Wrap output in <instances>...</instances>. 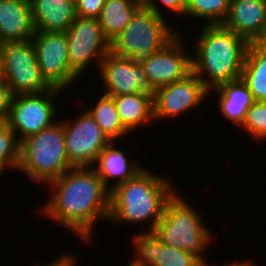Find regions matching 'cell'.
<instances>
[{"mask_svg": "<svg viewBox=\"0 0 266 266\" xmlns=\"http://www.w3.org/2000/svg\"><path fill=\"white\" fill-rule=\"evenodd\" d=\"M46 186L50 195L40 213L80 241L90 242L95 224L109 220L110 191L92 167L69 169Z\"/></svg>", "mask_w": 266, "mask_h": 266, "instance_id": "1", "label": "cell"}, {"mask_svg": "<svg viewBox=\"0 0 266 266\" xmlns=\"http://www.w3.org/2000/svg\"><path fill=\"white\" fill-rule=\"evenodd\" d=\"M161 174L143 168L133 178L110 191V215L112 224H147V232H153L163 217L168 200L177 191L171 180Z\"/></svg>", "mask_w": 266, "mask_h": 266, "instance_id": "2", "label": "cell"}, {"mask_svg": "<svg viewBox=\"0 0 266 266\" xmlns=\"http://www.w3.org/2000/svg\"><path fill=\"white\" fill-rule=\"evenodd\" d=\"M203 26L193 43L192 71L210 91L241 78L249 43L222 24Z\"/></svg>", "mask_w": 266, "mask_h": 266, "instance_id": "3", "label": "cell"}, {"mask_svg": "<svg viewBox=\"0 0 266 266\" xmlns=\"http://www.w3.org/2000/svg\"><path fill=\"white\" fill-rule=\"evenodd\" d=\"M185 199L178 192L173 194L153 232L163 244L190 252L203 262L214 234L204 223L202 211L200 214L199 209Z\"/></svg>", "mask_w": 266, "mask_h": 266, "instance_id": "4", "label": "cell"}, {"mask_svg": "<svg viewBox=\"0 0 266 266\" xmlns=\"http://www.w3.org/2000/svg\"><path fill=\"white\" fill-rule=\"evenodd\" d=\"M72 168L66 154L61 120L20 142L18 171L29 180L47 185Z\"/></svg>", "mask_w": 266, "mask_h": 266, "instance_id": "5", "label": "cell"}, {"mask_svg": "<svg viewBox=\"0 0 266 266\" xmlns=\"http://www.w3.org/2000/svg\"><path fill=\"white\" fill-rule=\"evenodd\" d=\"M169 24L167 18L141 5L126 28L110 43V51L141 64L180 33Z\"/></svg>", "mask_w": 266, "mask_h": 266, "instance_id": "6", "label": "cell"}, {"mask_svg": "<svg viewBox=\"0 0 266 266\" xmlns=\"http://www.w3.org/2000/svg\"><path fill=\"white\" fill-rule=\"evenodd\" d=\"M60 92L64 90L52 87L38 94L13 96L6 123L15 132L19 142L60 119H55L58 111L54 104Z\"/></svg>", "mask_w": 266, "mask_h": 266, "instance_id": "7", "label": "cell"}, {"mask_svg": "<svg viewBox=\"0 0 266 266\" xmlns=\"http://www.w3.org/2000/svg\"><path fill=\"white\" fill-rule=\"evenodd\" d=\"M4 80L13 96L38 94L52 87L43 78L31 40L3 43Z\"/></svg>", "mask_w": 266, "mask_h": 266, "instance_id": "8", "label": "cell"}, {"mask_svg": "<svg viewBox=\"0 0 266 266\" xmlns=\"http://www.w3.org/2000/svg\"><path fill=\"white\" fill-rule=\"evenodd\" d=\"M66 35L72 72L80 79L95 61L94 65L99 69L101 61L110 52V42L98 18L76 16Z\"/></svg>", "mask_w": 266, "mask_h": 266, "instance_id": "9", "label": "cell"}, {"mask_svg": "<svg viewBox=\"0 0 266 266\" xmlns=\"http://www.w3.org/2000/svg\"><path fill=\"white\" fill-rule=\"evenodd\" d=\"M71 119L62 118L65 149L73 168L93 167L99 153L111 142L87 111Z\"/></svg>", "mask_w": 266, "mask_h": 266, "instance_id": "10", "label": "cell"}, {"mask_svg": "<svg viewBox=\"0 0 266 266\" xmlns=\"http://www.w3.org/2000/svg\"><path fill=\"white\" fill-rule=\"evenodd\" d=\"M32 42L41 74L51 87L66 91L76 84L79 78L70 67L66 32L35 31Z\"/></svg>", "mask_w": 266, "mask_h": 266, "instance_id": "11", "label": "cell"}, {"mask_svg": "<svg viewBox=\"0 0 266 266\" xmlns=\"http://www.w3.org/2000/svg\"><path fill=\"white\" fill-rule=\"evenodd\" d=\"M179 33L164 48L153 53L141 65L148 80V92L182 80L192 72L191 53Z\"/></svg>", "mask_w": 266, "mask_h": 266, "instance_id": "12", "label": "cell"}, {"mask_svg": "<svg viewBox=\"0 0 266 266\" xmlns=\"http://www.w3.org/2000/svg\"><path fill=\"white\" fill-rule=\"evenodd\" d=\"M209 90L192 71L185 78L157 88L153 93L154 121L177 118L201 107Z\"/></svg>", "mask_w": 266, "mask_h": 266, "instance_id": "13", "label": "cell"}, {"mask_svg": "<svg viewBox=\"0 0 266 266\" xmlns=\"http://www.w3.org/2000/svg\"><path fill=\"white\" fill-rule=\"evenodd\" d=\"M104 94L120 96L148 92V80L140 63L129 57H119L109 52L99 65Z\"/></svg>", "mask_w": 266, "mask_h": 266, "instance_id": "14", "label": "cell"}, {"mask_svg": "<svg viewBox=\"0 0 266 266\" xmlns=\"http://www.w3.org/2000/svg\"><path fill=\"white\" fill-rule=\"evenodd\" d=\"M131 242L134 266H200L202 262L190 252L163 244L154 232L136 233Z\"/></svg>", "mask_w": 266, "mask_h": 266, "instance_id": "15", "label": "cell"}, {"mask_svg": "<svg viewBox=\"0 0 266 266\" xmlns=\"http://www.w3.org/2000/svg\"><path fill=\"white\" fill-rule=\"evenodd\" d=\"M222 25L248 43L266 41V0H230Z\"/></svg>", "mask_w": 266, "mask_h": 266, "instance_id": "16", "label": "cell"}, {"mask_svg": "<svg viewBox=\"0 0 266 266\" xmlns=\"http://www.w3.org/2000/svg\"><path fill=\"white\" fill-rule=\"evenodd\" d=\"M34 35L30 0H0V42L28 41Z\"/></svg>", "mask_w": 266, "mask_h": 266, "instance_id": "17", "label": "cell"}, {"mask_svg": "<svg viewBox=\"0 0 266 266\" xmlns=\"http://www.w3.org/2000/svg\"><path fill=\"white\" fill-rule=\"evenodd\" d=\"M128 158L129 156L117 147L116 141H111L99 153L92 168L97 172V175L102 179L105 187L109 191L133 178L144 168L139 162L131 161Z\"/></svg>", "mask_w": 266, "mask_h": 266, "instance_id": "18", "label": "cell"}, {"mask_svg": "<svg viewBox=\"0 0 266 266\" xmlns=\"http://www.w3.org/2000/svg\"><path fill=\"white\" fill-rule=\"evenodd\" d=\"M35 31L66 32L76 19V6L67 0H30Z\"/></svg>", "mask_w": 266, "mask_h": 266, "instance_id": "19", "label": "cell"}, {"mask_svg": "<svg viewBox=\"0 0 266 266\" xmlns=\"http://www.w3.org/2000/svg\"><path fill=\"white\" fill-rule=\"evenodd\" d=\"M215 93L218 97V109L221 116L229 119L232 125H242L248 109L254 104L255 100L247 85L242 79L222 83L211 89L209 93Z\"/></svg>", "mask_w": 266, "mask_h": 266, "instance_id": "20", "label": "cell"}, {"mask_svg": "<svg viewBox=\"0 0 266 266\" xmlns=\"http://www.w3.org/2000/svg\"><path fill=\"white\" fill-rule=\"evenodd\" d=\"M112 97L121 122L130 133L141 125L154 122L153 93L139 92Z\"/></svg>", "mask_w": 266, "mask_h": 266, "instance_id": "21", "label": "cell"}, {"mask_svg": "<svg viewBox=\"0 0 266 266\" xmlns=\"http://www.w3.org/2000/svg\"><path fill=\"white\" fill-rule=\"evenodd\" d=\"M241 79L255 101L266 102V41L249 43Z\"/></svg>", "mask_w": 266, "mask_h": 266, "instance_id": "22", "label": "cell"}, {"mask_svg": "<svg viewBox=\"0 0 266 266\" xmlns=\"http://www.w3.org/2000/svg\"><path fill=\"white\" fill-rule=\"evenodd\" d=\"M141 5L140 0H105L98 22L110 43L126 28Z\"/></svg>", "mask_w": 266, "mask_h": 266, "instance_id": "23", "label": "cell"}, {"mask_svg": "<svg viewBox=\"0 0 266 266\" xmlns=\"http://www.w3.org/2000/svg\"><path fill=\"white\" fill-rule=\"evenodd\" d=\"M95 105V106H94ZM93 107L85 109L101 128L102 133L110 140L116 141L130 135L123 126L114 99L104 93L96 100Z\"/></svg>", "mask_w": 266, "mask_h": 266, "instance_id": "24", "label": "cell"}, {"mask_svg": "<svg viewBox=\"0 0 266 266\" xmlns=\"http://www.w3.org/2000/svg\"><path fill=\"white\" fill-rule=\"evenodd\" d=\"M229 6L230 0H186L185 17L203 19L205 25L223 24Z\"/></svg>", "mask_w": 266, "mask_h": 266, "instance_id": "25", "label": "cell"}, {"mask_svg": "<svg viewBox=\"0 0 266 266\" xmlns=\"http://www.w3.org/2000/svg\"><path fill=\"white\" fill-rule=\"evenodd\" d=\"M20 161V142L15 132L4 122L0 123V177L6 170L18 171Z\"/></svg>", "mask_w": 266, "mask_h": 266, "instance_id": "26", "label": "cell"}, {"mask_svg": "<svg viewBox=\"0 0 266 266\" xmlns=\"http://www.w3.org/2000/svg\"><path fill=\"white\" fill-rule=\"evenodd\" d=\"M254 140L266 139V102L255 101L248 109L246 117L240 128Z\"/></svg>", "mask_w": 266, "mask_h": 266, "instance_id": "27", "label": "cell"}, {"mask_svg": "<svg viewBox=\"0 0 266 266\" xmlns=\"http://www.w3.org/2000/svg\"><path fill=\"white\" fill-rule=\"evenodd\" d=\"M160 4H161V7L164 6L163 9L165 8L169 10L168 12L172 11L176 15H180V16L182 15L185 17L186 0H144L142 2L143 6L154 11L157 15L165 18L164 14L166 13L161 8H159Z\"/></svg>", "mask_w": 266, "mask_h": 266, "instance_id": "28", "label": "cell"}, {"mask_svg": "<svg viewBox=\"0 0 266 266\" xmlns=\"http://www.w3.org/2000/svg\"><path fill=\"white\" fill-rule=\"evenodd\" d=\"M105 0H79L76 6V15L80 17L98 18Z\"/></svg>", "mask_w": 266, "mask_h": 266, "instance_id": "29", "label": "cell"}, {"mask_svg": "<svg viewBox=\"0 0 266 266\" xmlns=\"http://www.w3.org/2000/svg\"><path fill=\"white\" fill-rule=\"evenodd\" d=\"M12 98L13 95L5 80H0V123H4L8 119Z\"/></svg>", "mask_w": 266, "mask_h": 266, "instance_id": "30", "label": "cell"}, {"mask_svg": "<svg viewBox=\"0 0 266 266\" xmlns=\"http://www.w3.org/2000/svg\"><path fill=\"white\" fill-rule=\"evenodd\" d=\"M76 264V265H75ZM77 255L74 254L72 255L69 252H65L62 255L58 256L57 258L54 259V261H51L50 263H48V265L46 264L45 266H77Z\"/></svg>", "mask_w": 266, "mask_h": 266, "instance_id": "31", "label": "cell"}, {"mask_svg": "<svg viewBox=\"0 0 266 266\" xmlns=\"http://www.w3.org/2000/svg\"><path fill=\"white\" fill-rule=\"evenodd\" d=\"M250 260L251 259H249V260H243V261H240V262H238V261H236L235 260V262H231V263H225V264H223V265H221V266H255V263L253 262H250ZM200 266H218L217 264L215 265V264H212L210 261H207V259L205 260V261H203V262H201V265Z\"/></svg>", "mask_w": 266, "mask_h": 266, "instance_id": "32", "label": "cell"}, {"mask_svg": "<svg viewBox=\"0 0 266 266\" xmlns=\"http://www.w3.org/2000/svg\"><path fill=\"white\" fill-rule=\"evenodd\" d=\"M4 54H3V43L0 42V80L4 79Z\"/></svg>", "mask_w": 266, "mask_h": 266, "instance_id": "33", "label": "cell"}, {"mask_svg": "<svg viewBox=\"0 0 266 266\" xmlns=\"http://www.w3.org/2000/svg\"><path fill=\"white\" fill-rule=\"evenodd\" d=\"M67 1H69V2L73 3L74 5H76L79 0H67Z\"/></svg>", "mask_w": 266, "mask_h": 266, "instance_id": "34", "label": "cell"}, {"mask_svg": "<svg viewBox=\"0 0 266 266\" xmlns=\"http://www.w3.org/2000/svg\"><path fill=\"white\" fill-rule=\"evenodd\" d=\"M125 266H134L131 262H126V264H124Z\"/></svg>", "mask_w": 266, "mask_h": 266, "instance_id": "35", "label": "cell"}]
</instances>
